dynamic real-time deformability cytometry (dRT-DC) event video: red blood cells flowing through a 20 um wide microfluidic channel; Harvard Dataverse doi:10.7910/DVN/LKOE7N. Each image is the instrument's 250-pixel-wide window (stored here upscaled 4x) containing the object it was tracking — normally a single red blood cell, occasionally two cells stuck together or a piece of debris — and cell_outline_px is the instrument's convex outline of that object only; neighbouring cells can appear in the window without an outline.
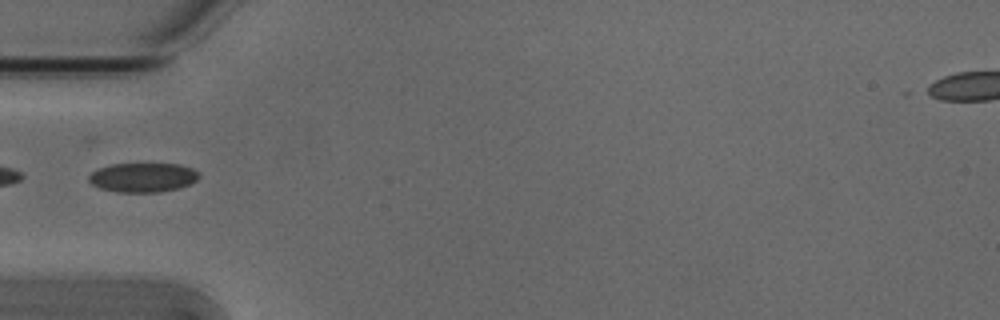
{"species": "Egyptian fruit bat (a non-hibernating species)", "species_latin": "Rousettus aegyptiacus", "temperature_condition": "cold", "stored_images_in_passage": 6, "camera_frame_rate_fps": 3000, "um_per_image_px": 0.085, "animal": {"sex": "male"}, "frame": {"image": 1, "passage_image": 5, "time_ms": 1.333, "image_size_px": [1000, 320], "cell_outline_px": [[200, 176], [192, 184], [180, 188], [160, 192], [116, 192], [100, 188], [92, 184], [88, 180], [88, 176], [92, 172], [100, 168], [112, 164], [180, 164], [192, 168], [200, 172]], "centroid_in_image_um": [12.19, 15.09], "position_along_channel_um": 72.8, "area_um2": 18.96}}
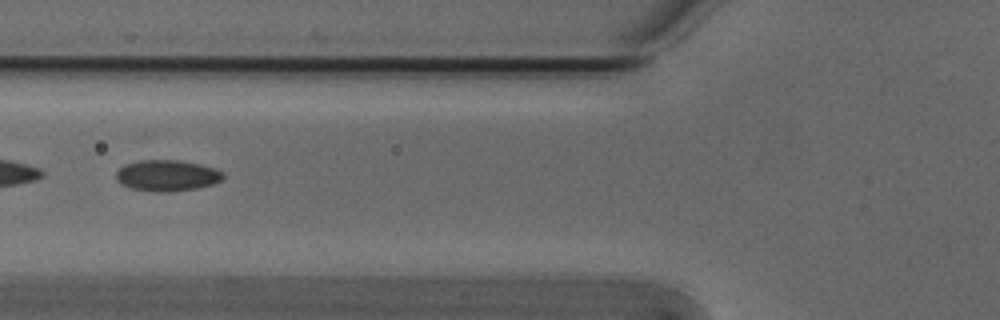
{"frame": {"image": 2, "passage_image": 6, "time_ms": 1.667, "image_size_px": [1000, 320], "cell_outline_px": [[224, 176], [220, 180], [212, 184], [196, 188], [168, 192], [156, 192], [132, 188], [120, 184], [116, 180], [116, 172], [124, 164], [140, 160], [180, 160], [200, 164], [216, 168], [224, 172]], "centroid_in_image_um": [14.19, 14.91], "position_along_channel_um": 111.6, "area_um2": 19.48}}